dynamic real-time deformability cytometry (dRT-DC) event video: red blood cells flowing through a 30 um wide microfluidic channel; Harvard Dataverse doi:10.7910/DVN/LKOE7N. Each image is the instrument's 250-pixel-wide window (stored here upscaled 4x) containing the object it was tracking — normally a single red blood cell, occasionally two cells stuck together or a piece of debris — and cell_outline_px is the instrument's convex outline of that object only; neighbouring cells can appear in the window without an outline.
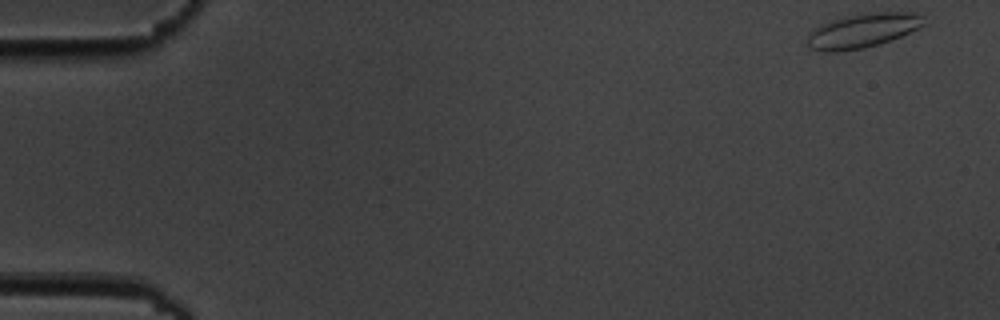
{"species": "common noctule bat (a hibernating species)", "species_latin": "Nyctalus noctula", "temperature_condition": "cold", "stored_images_in_passage": 6, "camera_frame_rate_fps": 3000, "um_per_image_px": 0.085, "animal": {"sex": "male", "body_mass_g": 19.5, "forearm_length_mm": 54.6}, "frame": {"image": 1, "passage_image": 1, "time_ms": 0.0, "image_size_px": [1000, 320], "cell_outline_px": [[924, 24], [892, 40], [880, 44], [864, 48], [836, 52], [824, 52], [812, 48], [808, 44], [808, 32], [820, 24], [840, 16], [868, 12], [916, 12], [920, 16]], "centroid_in_image_um": [73.26, 2.59], "position_along_channel_um": 11.7, "area_um2": 23.35}}
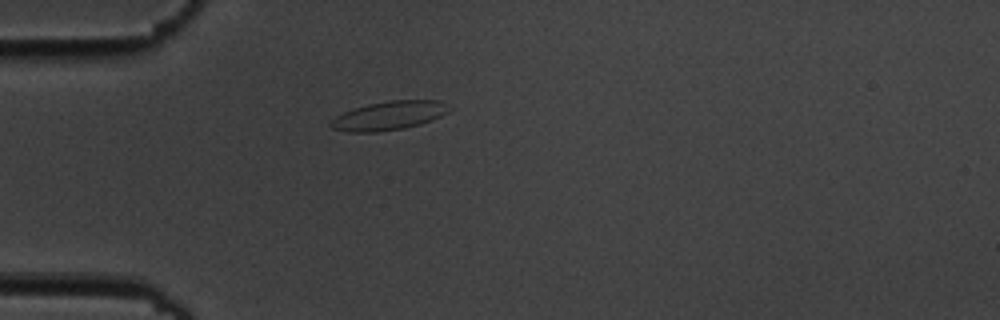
{"frame": {"image": 2, "passage_image": 5, "time_ms": 4.667, "image_size_px": [1000, 320], "cell_outline_px": [[452, 108], [448, 112], [432, 120], [420, 124], [404, 128], [376, 132], [348, 132], [332, 128], [328, 124], [336, 116], [352, 108], [368, 104], [388, 100], [440, 100]], "centroid_in_image_um": [33.06, 9.82], "position_along_channel_um": 51.9, "area_um2": 19.94}}